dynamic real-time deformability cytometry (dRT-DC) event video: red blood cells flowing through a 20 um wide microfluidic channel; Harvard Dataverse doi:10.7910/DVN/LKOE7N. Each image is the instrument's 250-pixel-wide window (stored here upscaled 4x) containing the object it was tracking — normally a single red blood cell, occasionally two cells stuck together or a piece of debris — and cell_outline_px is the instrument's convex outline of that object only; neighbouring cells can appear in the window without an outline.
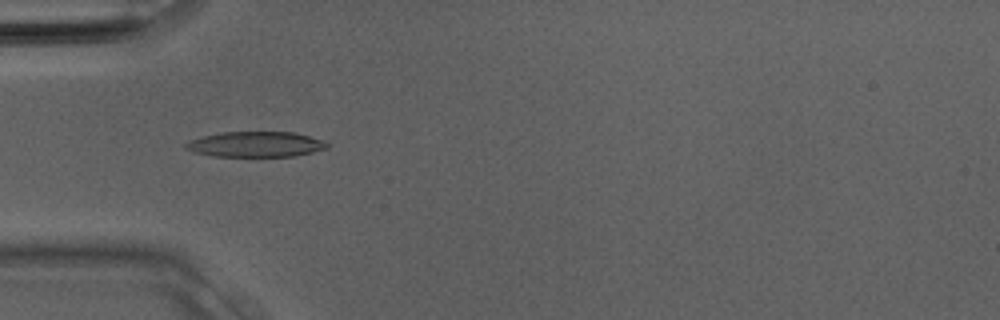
{"species": "Egyptian fruit bat (a non-hibernating species)", "species_latin": "Rousettus aegyptiacus", "temperature_condition": "room temperature", "stored_images_in_passage": 1, "camera_frame_rate_fps": 3000, "um_per_image_px": 0.085, "animal": {"sex": "male"}, "frame": {"image": 1, "passage_image": 1, "time_ms": 0.0, "image_size_px": [1000, 320], "cell_outline_px": [[332, 144], [328, 148], [296, 156], [212, 156], [192, 152], [184, 148], [184, 144], [188, 140], [200, 136], [220, 132], [292, 132], [308, 136]], "centroid_in_image_um": [21.67, 12.26], "position_along_channel_um": 63.3, "area_um2": 21.1}}